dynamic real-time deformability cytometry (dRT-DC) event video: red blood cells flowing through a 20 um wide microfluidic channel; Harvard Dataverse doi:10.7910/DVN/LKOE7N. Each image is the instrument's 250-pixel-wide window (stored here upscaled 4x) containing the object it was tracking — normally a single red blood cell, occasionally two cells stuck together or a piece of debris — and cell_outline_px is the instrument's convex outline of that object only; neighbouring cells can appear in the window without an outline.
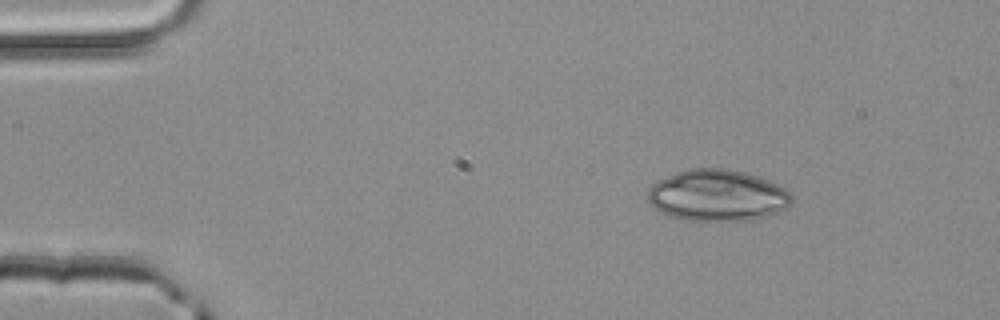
{"species": "common noctule bat (a hibernating species)", "species_latin": "Nyctalus noctula", "temperature_condition": "room temperature", "stored_images_in_passage": 2, "camera_frame_rate_fps": 3000, "um_per_image_px": 0.085, "animal": {"sex": "male", "body_mass_g": 20.4}, "frame": {"image": 1, "passage_image": 1, "time_ms": 0.0, "image_size_px": [1000, 320], "cell_outline_px": [[792, 204], [788, 208], [752, 220], [680, 220], [660, 212], [648, 200], [648, 188], [652, 184], [676, 172], [688, 168], [724, 168], [744, 172], [768, 180], [784, 188], [792, 196]], "centroid_in_image_um": [60.97, 16.61], "position_along_channel_um": 24.0, "area_um2": 43.0}}